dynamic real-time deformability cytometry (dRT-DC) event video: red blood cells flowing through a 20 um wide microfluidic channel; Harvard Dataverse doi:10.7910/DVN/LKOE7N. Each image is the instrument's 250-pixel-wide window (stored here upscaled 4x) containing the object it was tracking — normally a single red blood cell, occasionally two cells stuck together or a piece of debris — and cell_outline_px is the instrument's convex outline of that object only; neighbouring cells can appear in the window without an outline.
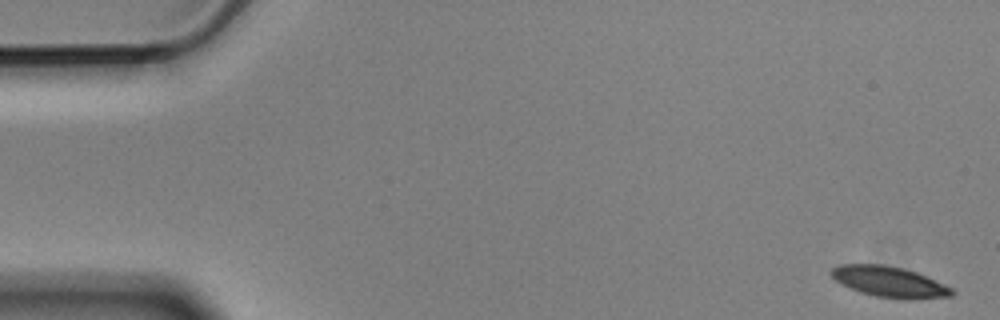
{"species": "Egyptian fruit bat (a non-hibernating species)", "species_latin": "Rousettus aegyptiacus", "temperature_condition": "cold", "stored_images_in_passage": 4, "camera_frame_rate_fps": 3000, "um_per_image_px": 0.085, "animal": {"sex": "male"}, "frame": {"image": 1, "passage_image": 1, "time_ms": 0.0, "image_size_px": [1000, 320], "cell_outline_px": [[956, 292], [952, 296], [908, 300], [876, 296], [860, 292], [836, 280], [832, 276], [832, 268], [840, 264], [880, 264], [900, 268], [916, 272], [944, 284], [952, 288]], "centroid_in_image_um": [75.64, 23.96], "position_along_channel_um": 9.4, "area_um2": 21.27}}